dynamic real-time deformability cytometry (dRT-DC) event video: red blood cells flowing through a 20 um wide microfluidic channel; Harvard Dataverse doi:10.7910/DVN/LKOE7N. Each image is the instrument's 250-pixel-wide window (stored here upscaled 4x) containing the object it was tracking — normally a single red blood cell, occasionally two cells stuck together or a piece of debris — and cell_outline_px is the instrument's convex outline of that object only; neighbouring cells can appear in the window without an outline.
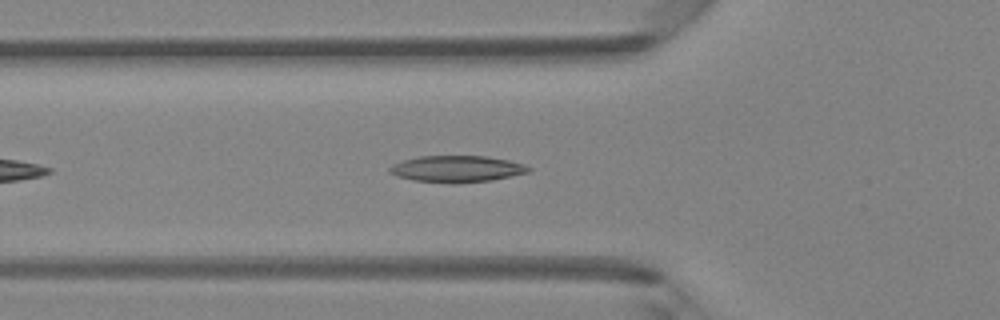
{"species": "Egyptian fruit bat (a non-hibernating species)", "species_latin": "Rousettus aegyptiacus", "temperature_condition": "room temperature", "stored_images_in_passage": 37, "camera_frame_rate_fps": 3000, "um_per_image_px": 0.085, "animal": {"sex": "female"}, "frame": {"image": 1, "passage_image": 6, "time_ms": 1.667, "image_size_px": [1000, 320], "cell_outline_px": [[532, 168], [528, 172], [512, 176], [492, 180], [456, 184], [452, 184], [412, 180], [396, 176], [388, 172], [388, 168], [392, 164], [416, 156], [484, 156], [508, 160], [524, 164]], "centroid_in_image_um": [38.79, 14.37], "position_along_channel_um": 87.0, "area_um2": 21.73}}
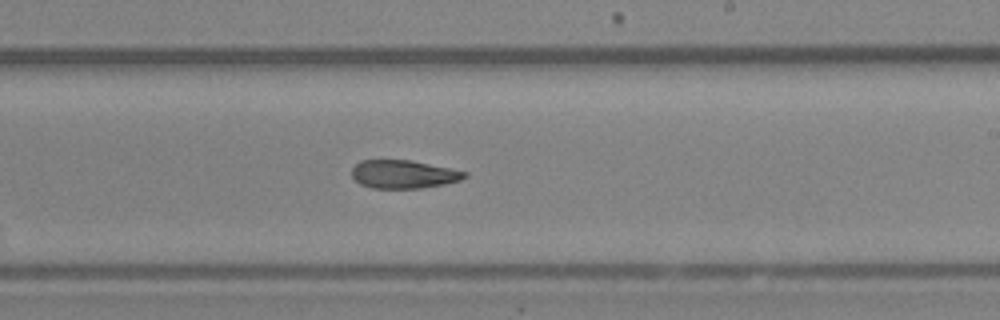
{"frame": {"image": 2, "passage_image": 18, "time_ms": 5.667, "image_size_px": [1000, 320], "cell_outline_px": [[468, 176], [460, 180], [444, 184], [420, 188], [372, 188], [360, 184], [352, 176], [352, 168], [360, 160], [412, 160], [468, 172]], "centroid_in_image_um": [34.3, 14.8], "position_along_channel_um": 254.7, "area_um2": 18.55}}
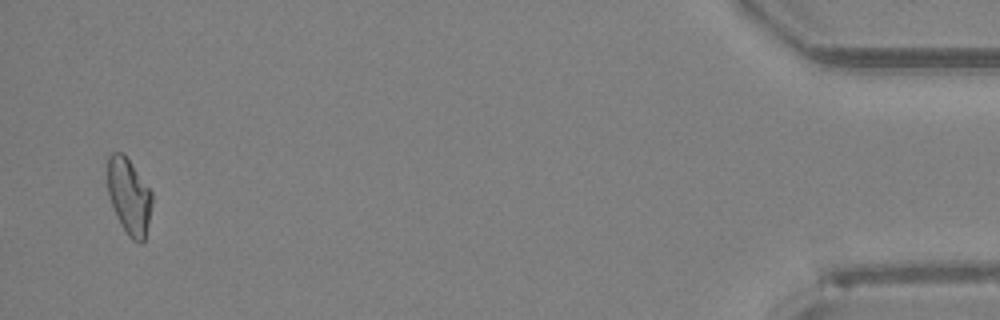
{"frame": {"image": 3, "passage_image": 36, "time_ms": 11.667, "image_size_px": [1000, 320], "cell_outline_px": [[152, 204], [148, 224], [144, 240], [140, 244], [132, 240], [128, 236], [108, 196], [108, 156], [112, 152], [124, 152], [152, 192]], "centroid_in_image_um": [10.98, 16.65], "position_along_channel_um": 424.2, "area_um2": 19.54}, "authors_computed_cell_mechanics": {"area_um2": 19.652, "velocity_mm_per_s": 4.2132, "shape_relaxation_time_tau1_ms": null, "shape_relaxation_time_tau2_ms": 5.4242, "deformation_change_tau1": null, "deformation_change_tau2": 0.1378}}